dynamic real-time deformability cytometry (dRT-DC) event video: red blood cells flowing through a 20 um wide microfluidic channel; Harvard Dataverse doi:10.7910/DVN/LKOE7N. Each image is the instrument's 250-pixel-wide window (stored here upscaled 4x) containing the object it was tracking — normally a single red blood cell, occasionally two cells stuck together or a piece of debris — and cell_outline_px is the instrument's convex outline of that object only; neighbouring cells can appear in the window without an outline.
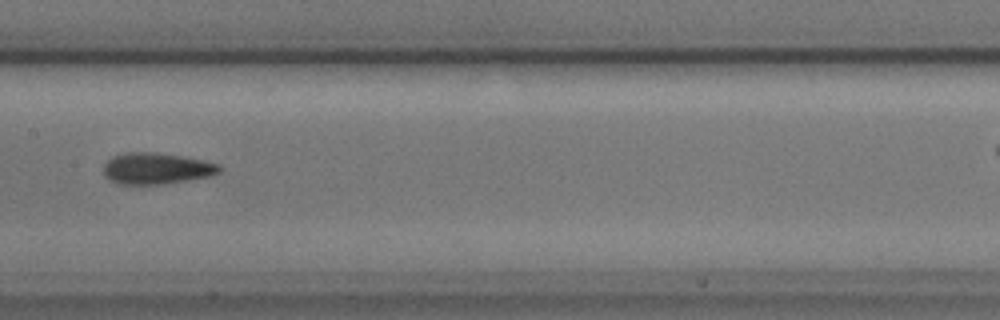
{"species": "common noctule bat (a hibernating species)", "species_latin": "Nyctalus noctula", "temperature_condition": "cold", "stored_images_in_passage": 10, "camera_frame_rate_fps": 3000, "um_per_image_px": 0.085, "animal": {"sex": "male", "body_mass_g": 17.9, "forearm_length_mm": 54.2}, "frame": {"image": 1, "passage_image": 7, "time_ms": 7.0, "image_size_px": [1000, 320], "cell_outline_px": [[224, 168], [220, 172], [208, 176], [160, 184], [120, 184], [104, 176], [104, 164], [112, 156], [124, 152], [156, 152], [204, 160], [220, 164]], "centroid_in_image_um": [13.3, 14.3], "position_along_channel_um": 194.1, "area_um2": 21.04}}
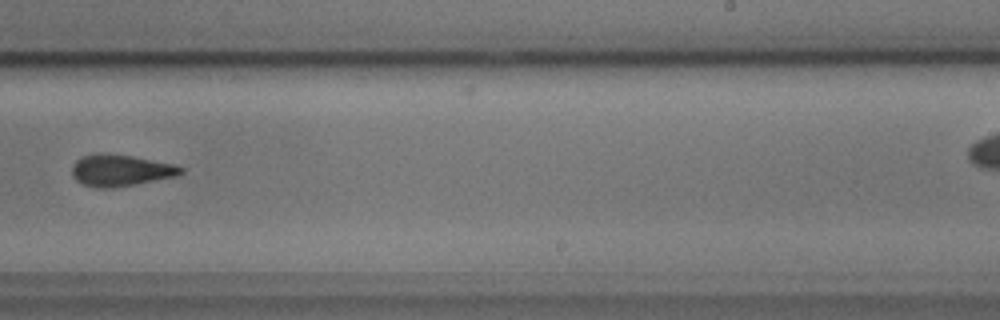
{"frame": {"image": 2, "passage_image": 9, "time_ms": 9.333, "image_size_px": [1000, 320], "cell_outline_px": [[184, 172], [176, 176], [136, 184], [112, 188], [92, 188], [76, 180], [72, 176], [72, 164], [76, 160], [84, 156], [96, 152], [108, 152], [132, 156], [176, 164], [184, 168]], "centroid_in_image_um": [10.24, 14.47], "position_along_channel_um": 278.8, "area_um2": 20.4}}